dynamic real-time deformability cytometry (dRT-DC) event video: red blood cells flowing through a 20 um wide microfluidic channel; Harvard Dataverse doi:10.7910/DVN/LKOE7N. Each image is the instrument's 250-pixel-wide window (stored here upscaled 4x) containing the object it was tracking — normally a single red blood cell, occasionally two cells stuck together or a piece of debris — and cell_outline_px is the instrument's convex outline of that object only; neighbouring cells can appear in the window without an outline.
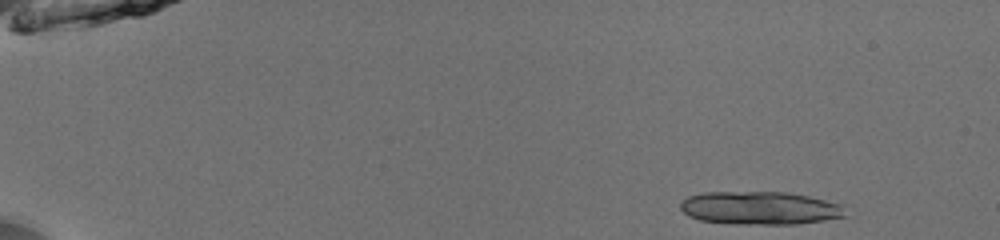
{"species": "common noctule bat (a hibernating species)", "species_latin": "Nyctalus noctula", "temperature_condition": "room temperature", "stored_images_in_passage": 29, "camera_frame_rate_fps": 3000, "um_per_image_px": 0.085, "animal": {"sex": "male", "body_mass_g": 13.0, "forearm_length_mm": 53.1}, "frame": {"image": 1, "passage_image": 3, "time_ms": 0.667, "image_size_px": [1000, 240], "cell_outline_px": [[844, 216], [824, 220], [796, 224], [732, 224], [700, 220], [688, 216], [680, 208], [680, 200], [688, 196], [704, 192], [784, 192], [808, 196], [844, 204]], "centroid_in_image_um": [64.56, 17.68], "position_along_channel_um": 20.4, "area_um2": 31.96}}
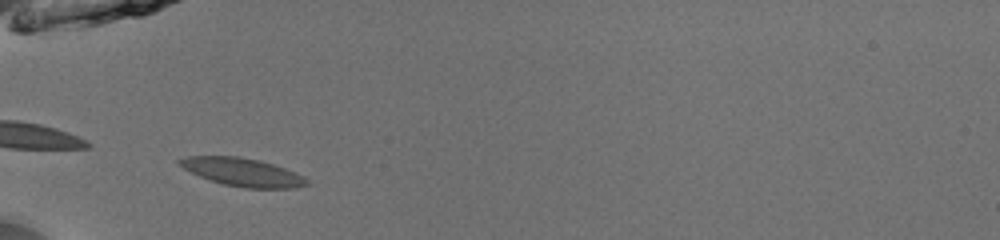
{"frame": {"image": 2, "passage_image": 16, "time_ms": 5.0, "image_size_px": [1000, 240], "cell_outline_px": [[308, 184], [296, 188], [244, 188], [224, 184], [200, 176], [176, 164], [176, 160], [188, 156], [236, 156], [260, 160], [296, 172], [304, 176], [308, 180]], "centroid_in_image_um": [20.62, 14.63], "position_along_channel_um": 64.4, "area_um2": 20.75}}
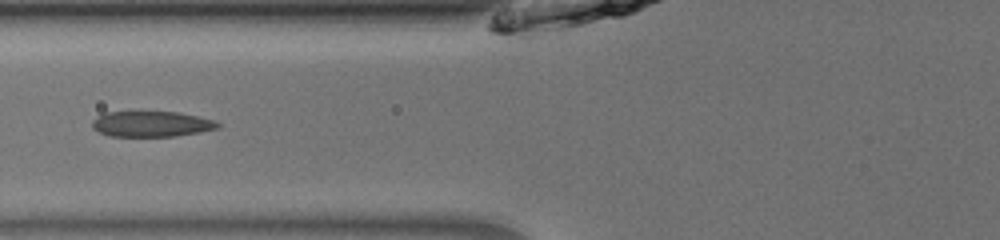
{"frame": {"image": 3, "passage_image": 20, "time_ms": 6.333, "image_size_px": [1000, 240], "cell_outline_px": [[220, 128], [200, 132], [176, 136], [108, 136], [92, 128], [92, 120], [104, 112], [176, 112], [216, 120], [220, 124]], "centroid_in_image_um": [12.88, 10.54], "position_along_channel_um": 112.9, "area_um2": 18.73}}